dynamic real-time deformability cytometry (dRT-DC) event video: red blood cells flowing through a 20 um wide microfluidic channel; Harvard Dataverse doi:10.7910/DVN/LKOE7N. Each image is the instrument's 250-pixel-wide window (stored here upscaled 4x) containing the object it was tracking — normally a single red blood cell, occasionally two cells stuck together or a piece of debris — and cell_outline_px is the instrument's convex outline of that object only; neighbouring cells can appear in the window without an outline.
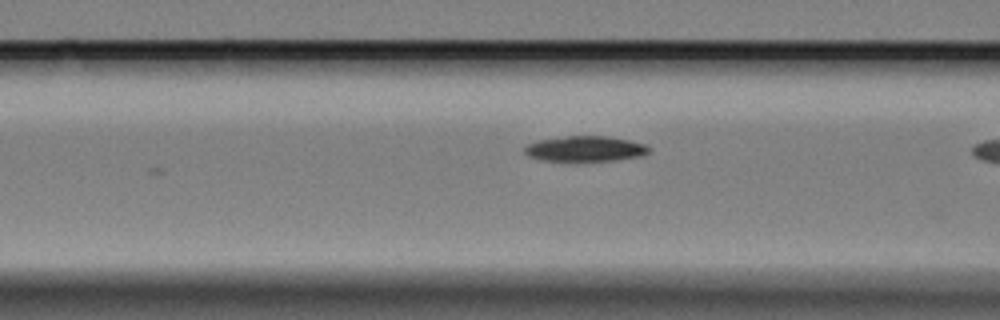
{"species": "Egyptian fruit bat (a non-hibernating species)", "species_latin": "Rousettus aegyptiacus", "temperature_condition": "cold", "stored_images_in_passage": 9, "camera_frame_rate_fps": 3000, "um_per_image_px": 0.085, "animal": {"sex": "female"}, "frame": {"image": 1, "passage_image": 8, "time_ms": 2.333, "image_size_px": [1000, 320], "cell_outline_px": [[648, 152], [640, 156], [616, 160], [576, 164], [540, 160], [528, 156], [524, 152], [524, 148], [528, 144], [540, 140], [568, 136], [608, 136], [628, 140], [644, 144], [648, 148]], "centroid_in_image_um": [49.68, 12.7], "position_along_channel_um": 116.9, "area_um2": 19.07}}